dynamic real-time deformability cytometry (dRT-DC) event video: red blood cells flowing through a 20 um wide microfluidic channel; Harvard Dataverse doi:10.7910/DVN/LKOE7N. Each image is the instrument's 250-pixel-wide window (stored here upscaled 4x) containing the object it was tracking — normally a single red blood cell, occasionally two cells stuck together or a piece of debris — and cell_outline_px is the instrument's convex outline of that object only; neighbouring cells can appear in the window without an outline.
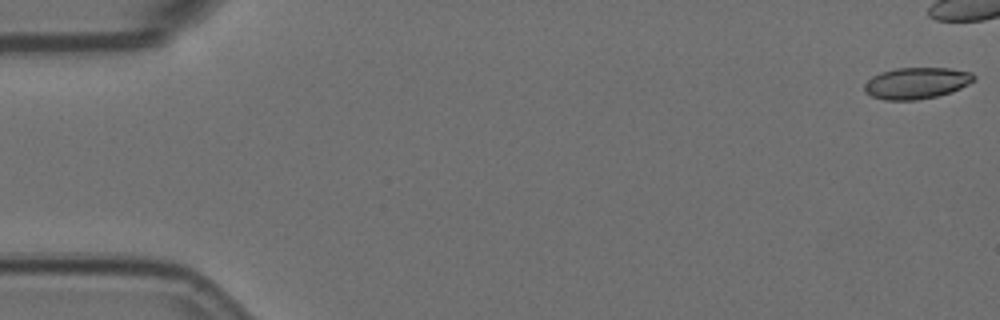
{"species": "Egyptian fruit bat (a non-hibernating species)", "species_latin": "Rousettus aegyptiacus", "temperature_condition": "room temperature", "stored_images_in_passage": 7, "camera_frame_rate_fps": 3000, "um_per_image_px": 0.085, "animal": {"sex": "female"}, "frame": {"image": 1, "passage_image": 1, "time_ms": 0.0, "image_size_px": [1000, 320], "cell_outline_px": [[976, 80], [952, 92], [936, 96], [916, 100], [884, 100], [872, 96], [864, 92], [864, 84], [872, 76], [880, 72], [896, 68], [948, 68], [972, 72], [976, 76]], "centroid_in_image_um": [77.91, 7.06], "position_along_channel_um": 7.1, "area_um2": 20.17}}
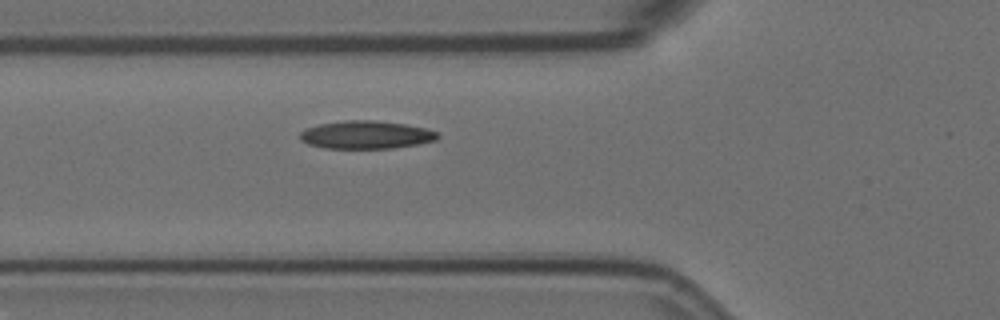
{"frame": {"image": 2, "passage_image": 7, "time_ms": 2.0, "image_size_px": [1000, 320], "cell_outline_px": [[440, 136], [436, 140], [416, 144], [392, 148], [324, 148], [308, 144], [300, 140], [300, 132], [308, 128], [320, 124], [344, 120], [376, 120], [404, 124], [424, 128], [436, 132]], "centroid_in_image_um": [31.1, 11.46], "position_along_channel_um": 94.7, "area_um2": 22.25}}